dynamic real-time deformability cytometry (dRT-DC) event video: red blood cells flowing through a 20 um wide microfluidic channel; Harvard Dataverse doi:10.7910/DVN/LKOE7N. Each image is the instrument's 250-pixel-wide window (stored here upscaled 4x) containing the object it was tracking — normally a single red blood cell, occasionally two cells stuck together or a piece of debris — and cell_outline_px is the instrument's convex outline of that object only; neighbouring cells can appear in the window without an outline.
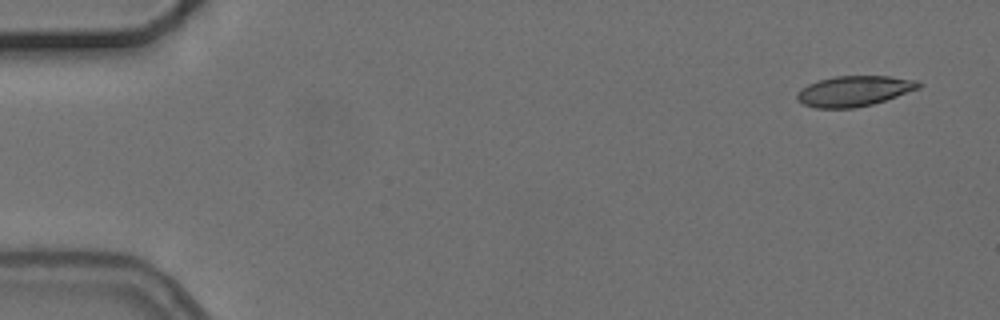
{"species": "common noctule bat (a hibernating species)", "species_latin": "Nyctalus noctula", "temperature_condition": "cold", "stored_images_in_passage": 8, "camera_frame_rate_fps": 3000, "um_per_image_px": 0.085, "animal": {"sex": "female", "body_mass_g": 24.6, "forearm_length_mm": 56.2}, "frame": {"image": 1, "passage_image": 1, "time_ms": 0.0, "image_size_px": [1000, 320], "cell_outline_px": [[924, 84], [920, 88], [872, 104], [856, 108], [816, 108], [804, 104], [796, 100], [796, 92], [808, 84], [832, 76], [888, 76], [916, 80]], "centroid_in_image_um": [72.58, 7.73], "position_along_channel_um": 12.4, "area_um2": 21.56}}
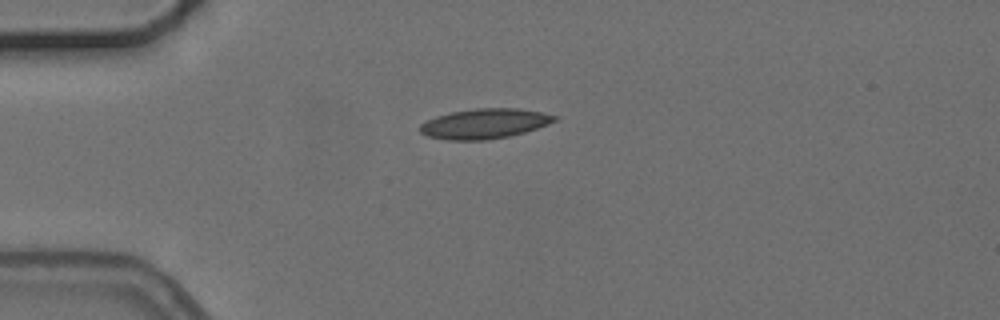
{"frame": {"image": 2, "passage_image": 4, "time_ms": 3.667, "image_size_px": [1000, 320], "cell_outline_px": [[560, 120], [524, 132], [508, 136], [488, 140], [448, 140], [428, 136], [420, 132], [420, 124], [436, 116], [452, 112], [476, 108], [520, 108], [560, 116]], "centroid_in_image_um": [41.23, 10.5], "position_along_channel_um": 43.8, "area_um2": 23.52}}
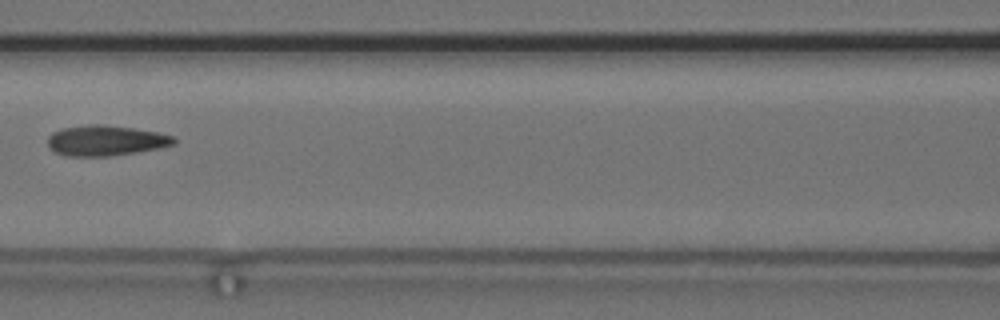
{"frame": {"image": 3, "passage_image": 7, "time_ms": 7.333, "image_size_px": [1000, 320], "cell_outline_px": [[176, 144], [160, 148], [112, 156], [64, 156], [48, 148], [48, 136], [52, 132], [60, 128], [88, 124], [100, 124], [132, 128], [156, 132], [172, 136], [176, 140]], "centroid_in_image_um": [8.94, 11.95], "position_along_channel_um": 157.7, "area_um2": 22.48}}